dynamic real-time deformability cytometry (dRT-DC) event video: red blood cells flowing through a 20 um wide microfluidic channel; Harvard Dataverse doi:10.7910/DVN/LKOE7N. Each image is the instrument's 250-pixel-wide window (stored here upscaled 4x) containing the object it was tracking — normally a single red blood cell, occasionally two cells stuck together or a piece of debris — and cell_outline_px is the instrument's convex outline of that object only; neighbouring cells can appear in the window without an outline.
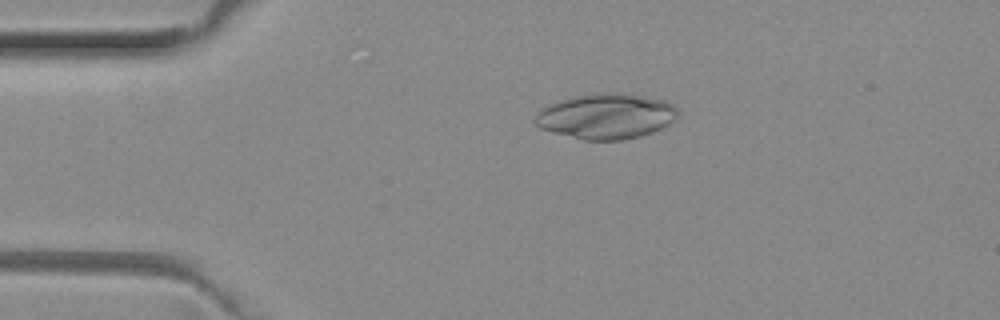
{"species": "common noctule bat (a hibernating species)", "species_latin": "Nyctalus noctula", "temperature_condition": "room temperature", "stored_images_in_passage": 50, "camera_frame_rate_fps": 3000, "um_per_image_px": 0.085, "animal": {"sex": "female", "body_mass_g": 29.2, "forearm_length_mm": 56.3}, "frame": {"image": 1, "passage_image": 10, "time_ms": 3.0, "image_size_px": [1000, 320], "cell_outline_px": [[676, 116], [668, 124], [652, 132], [640, 136], [620, 140], [584, 140], [552, 132], [540, 128], [536, 124], [536, 116], [540, 108], [560, 100], [572, 96], [624, 92], [664, 100], [672, 104], [676, 108]], "centroid_in_image_um": [51.5, 9.88], "position_along_channel_um": 33.5, "area_um2": 37.28}}
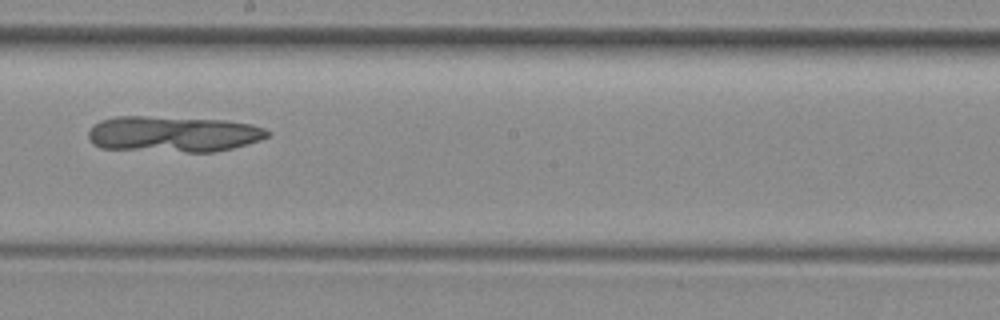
{"frame": {"image": 2, "passage_image": 28, "time_ms": 9.0, "image_size_px": [1000, 320], "cell_outline_px": [[272, 132], [268, 136], [260, 140], [232, 148], [216, 152], [184, 152], [100, 148], [92, 144], [88, 136], [88, 132], [100, 120], [116, 116], [148, 116], [228, 120], [252, 124], [264, 128]], "centroid_in_image_um": [14.74, 11.39], "position_along_channel_um": 233.5, "area_um2": 37.8}}
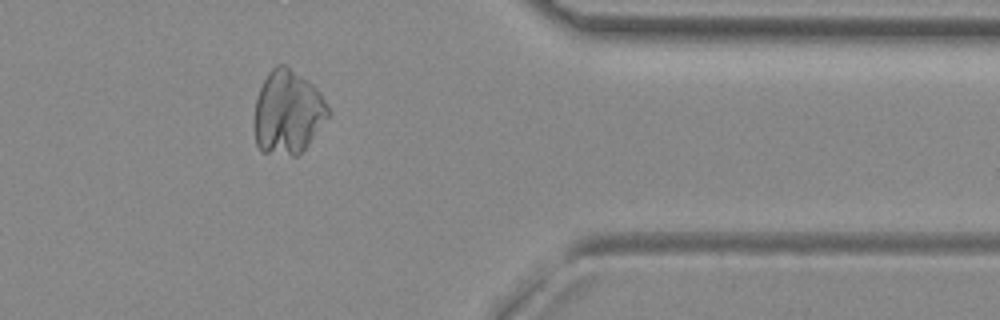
{"frame": {"image": 3, "passage_image": 41, "time_ms": 13.333, "image_size_px": [1000, 320], "cell_outline_px": [[328, 116], [308, 144], [296, 156], [292, 156], [260, 152], [256, 144], [252, 124], [256, 100], [260, 88], [268, 72], [276, 64], [284, 64], [308, 80], [320, 92], [328, 108]], "centroid_in_image_um": [24.4, 9.56], "position_along_channel_um": 387.0, "area_um2": 36.13}}